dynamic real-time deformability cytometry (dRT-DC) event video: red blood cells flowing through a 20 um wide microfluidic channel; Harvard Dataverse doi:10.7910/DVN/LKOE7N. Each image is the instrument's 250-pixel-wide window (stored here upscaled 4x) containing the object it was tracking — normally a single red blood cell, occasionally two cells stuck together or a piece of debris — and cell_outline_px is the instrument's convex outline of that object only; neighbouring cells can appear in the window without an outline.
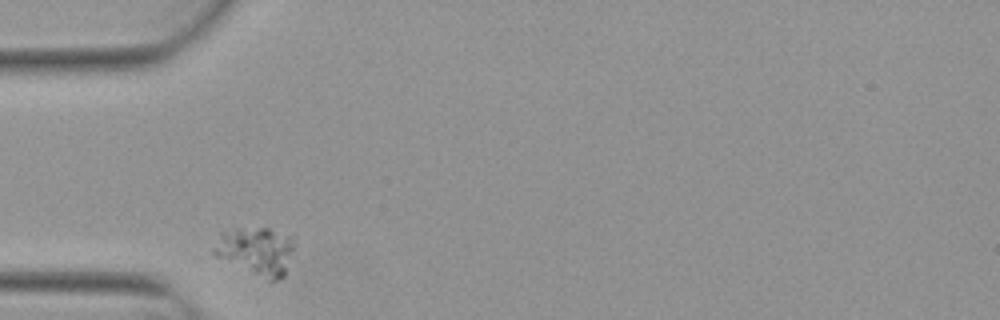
{"species": "Egyptian fruit bat (a non-hibernating species)", "species_latin": "Rousettus aegyptiacus", "temperature_condition": "warm", "stored_images_in_passage": 2, "camera_frame_rate_fps": 3000, "um_per_image_px": 0.085, "animal": {"sex": "female"}, "frame": {"image": 1, "passage_image": 1, "time_ms": 0.0, "image_size_px": [1000, 320], "cell_outline_px": [[296, 244], [284, 276], [276, 280], [268, 280], [216, 256], [212, 252], [212, 248], [220, 232], [236, 228], [268, 228], [296, 236]], "centroid_in_image_um": [21.82, 21.29], "position_along_channel_um": 63.2, "area_um2": 22.72}}
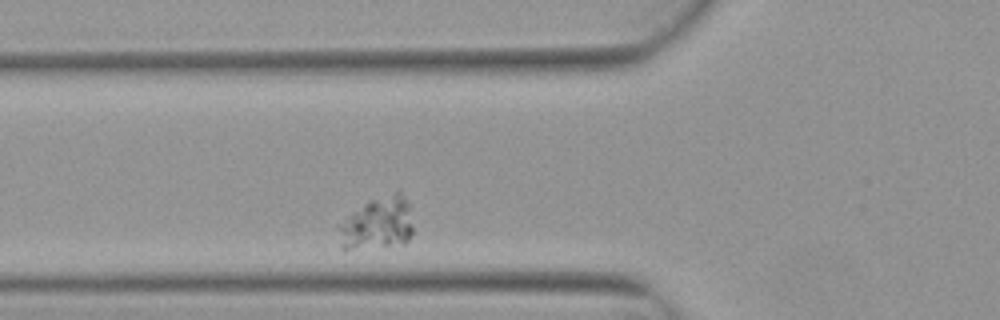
{"frame": {"image": 2, "passage_image": 2, "time_ms": 0.333, "image_size_px": [1000, 320], "cell_outline_px": [[412, 232], [408, 240], [404, 244], [344, 252], [340, 248], [336, 228], [336, 224], [368, 200], [396, 188], [400, 188], [408, 204], [412, 228]], "centroid_in_image_um": [32.01, 19.0], "position_along_channel_um": 93.8, "area_um2": 24.16}}